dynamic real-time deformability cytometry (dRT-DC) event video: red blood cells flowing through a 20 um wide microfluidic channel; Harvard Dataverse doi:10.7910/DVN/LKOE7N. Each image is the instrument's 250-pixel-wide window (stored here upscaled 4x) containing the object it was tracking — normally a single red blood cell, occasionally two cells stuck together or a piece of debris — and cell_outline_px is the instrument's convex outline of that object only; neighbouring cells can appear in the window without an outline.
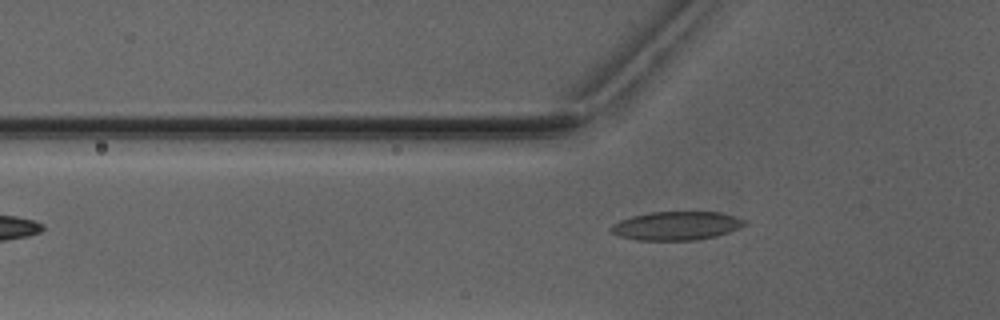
{"species": "Egyptian fruit bat (a non-hibernating species)", "species_latin": "Rousettus aegyptiacus", "temperature_condition": "warm", "stored_images_in_passage": 3, "camera_frame_rate_fps": 3000, "um_per_image_px": 0.085, "animal": {"sex": "male"}, "frame": {"image": 1, "passage_image": 3, "time_ms": 2.333, "image_size_px": [1000, 320], "cell_outline_px": [[748, 224], [728, 232], [716, 236], [696, 240], [636, 240], [620, 236], [612, 232], [608, 228], [612, 224], [620, 220], [632, 216], [648, 212], [720, 212], [744, 220]], "centroid_in_image_um": [57.46, 19.19], "position_along_channel_um": 68.3, "area_um2": 22.2}}